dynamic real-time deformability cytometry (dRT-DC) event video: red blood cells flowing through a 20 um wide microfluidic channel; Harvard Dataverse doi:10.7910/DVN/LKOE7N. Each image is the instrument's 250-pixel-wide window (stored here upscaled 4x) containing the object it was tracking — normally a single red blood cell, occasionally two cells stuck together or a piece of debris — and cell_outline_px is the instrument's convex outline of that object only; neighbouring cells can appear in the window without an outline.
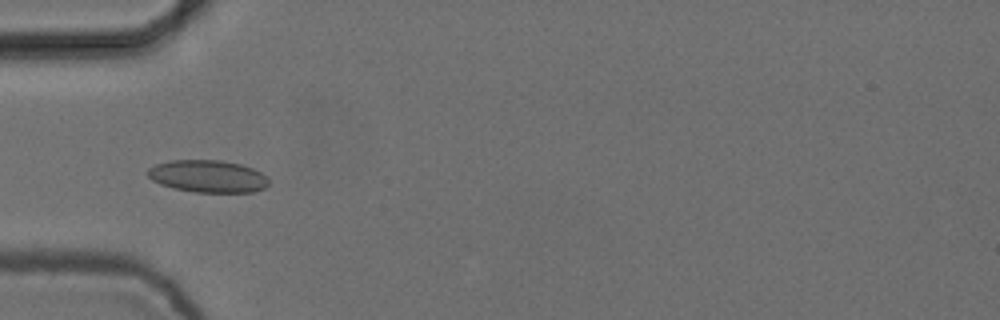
{"species": "common noctule bat (a hibernating species)", "species_latin": "Nyctalus noctula", "temperature_condition": "cold", "stored_images_in_passage": 7, "camera_frame_rate_fps": 3000, "um_per_image_px": 0.085, "animal": {"sex": "female", "body_mass_g": 24.6, "forearm_length_mm": 56.2}, "frame": {"image": 1, "passage_image": 5, "time_ms": 1.333, "image_size_px": [1000, 320], "cell_outline_px": [[268, 184], [264, 188], [252, 192], [196, 192], [176, 188], [160, 184], [152, 180], [148, 176], [148, 168], [156, 164], [168, 160], [220, 160], [240, 164], [252, 168], [268, 176]], "centroid_in_image_um": [17.67, 14.97], "position_along_channel_um": 67.3, "area_um2": 22.72}}
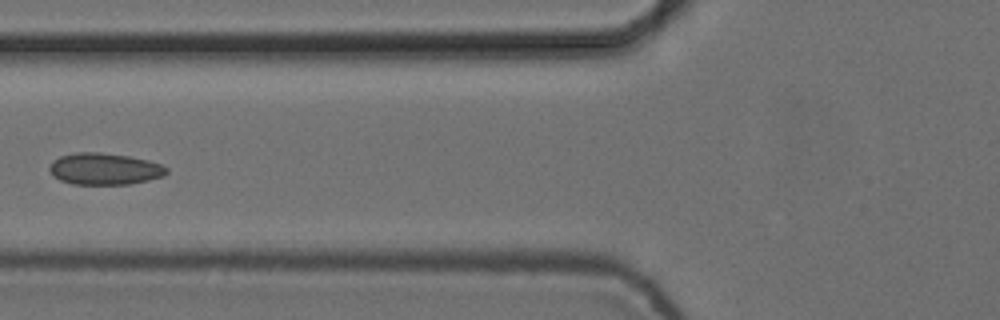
{"frame": {"image": 2, "passage_image": 6, "time_ms": 1.667, "image_size_px": [1000, 320], "cell_outline_px": [[168, 172], [164, 176], [148, 180], [128, 184], [72, 184], [60, 180], [52, 176], [48, 168], [52, 160], [60, 156], [76, 152], [100, 152], [128, 156], [148, 160], [160, 164], [168, 168]], "centroid_in_image_um": [8.86, 14.35], "position_along_channel_um": 116.9, "area_um2": 21.73}}
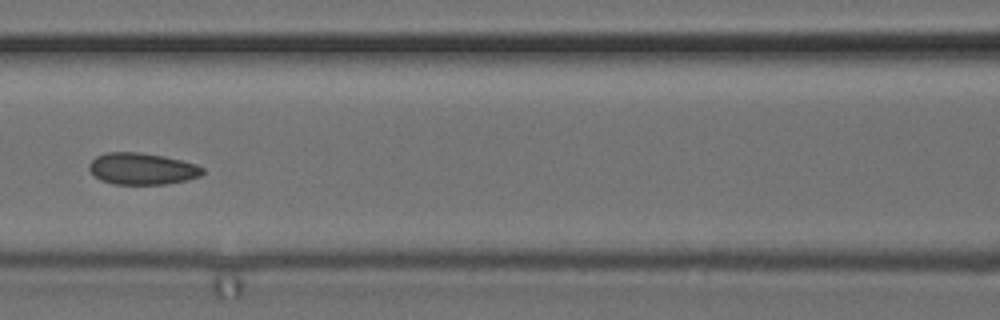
{"frame": {"image": 3, "passage_image": 7, "time_ms": 2.0, "image_size_px": [1000, 320], "cell_outline_px": [[204, 172], [200, 176], [184, 180], [164, 184], [116, 184], [100, 180], [88, 168], [88, 164], [96, 156], [108, 152], [136, 152], [164, 156], [196, 164], [204, 168]], "centroid_in_image_um": [12.07, 14.34], "position_along_channel_um": 154.5, "area_um2": 20.75}}